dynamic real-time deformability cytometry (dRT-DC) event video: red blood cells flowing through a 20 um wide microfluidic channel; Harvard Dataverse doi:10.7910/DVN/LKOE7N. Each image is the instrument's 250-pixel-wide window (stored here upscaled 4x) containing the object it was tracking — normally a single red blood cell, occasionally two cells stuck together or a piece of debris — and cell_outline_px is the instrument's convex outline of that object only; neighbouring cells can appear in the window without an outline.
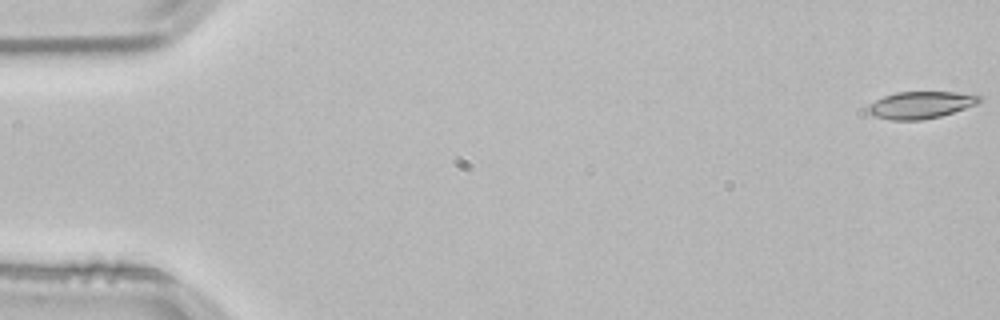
{"species": "common noctule bat (a hibernating species)", "species_latin": "Nyctalus noctula", "temperature_condition": "room temperature", "stored_images_in_passage": 17, "segment_of_instrument_passage": [1, 2], "camera_frame_rate_fps": 3000, "um_per_image_px": 0.085, "animal": {"sex": "male", "body_mass_g": 21.5, "forearm_length_mm": 52.0}, "frame": {"image": 1, "passage_image": 1, "time_ms": 0.0, "image_size_px": [1000, 320], "cell_outline_px": [[984, 100], [976, 104], [940, 116], [920, 120], [888, 120], [876, 116], [868, 112], [868, 104], [884, 96], [896, 92], [956, 92], [984, 96]], "centroid_in_image_um": [78.27, 8.91], "position_along_channel_um": 6.7, "area_um2": 17.51}}
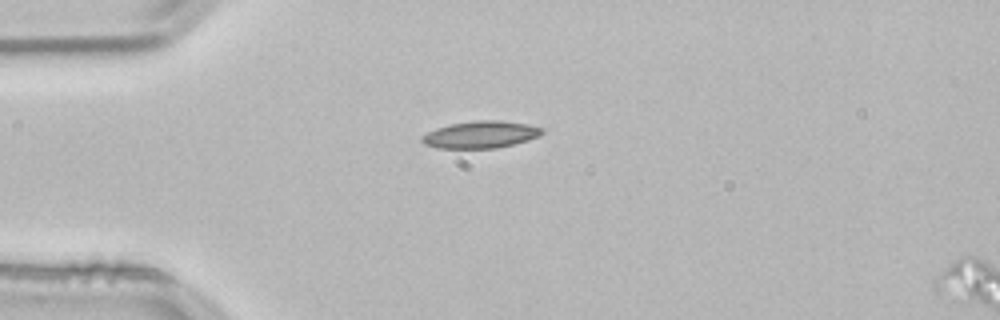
{"frame": {"image": 2, "passage_image": 14, "time_ms": 4.333, "image_size_px": [1000, 320], "cell_outline_px": [[544, 132], [540, 136], [528, 140], [496, 148], [436, 148], [424, 144], [420, 140], [420, 136], [436, 128], [448, 124], [480, 120], [500, 120], [528, 124], [544, 128]], "centroid_in_image_um": [40.85, 11.43], "position_along_channel_um": 44.2, "area_um2": 19.07}}